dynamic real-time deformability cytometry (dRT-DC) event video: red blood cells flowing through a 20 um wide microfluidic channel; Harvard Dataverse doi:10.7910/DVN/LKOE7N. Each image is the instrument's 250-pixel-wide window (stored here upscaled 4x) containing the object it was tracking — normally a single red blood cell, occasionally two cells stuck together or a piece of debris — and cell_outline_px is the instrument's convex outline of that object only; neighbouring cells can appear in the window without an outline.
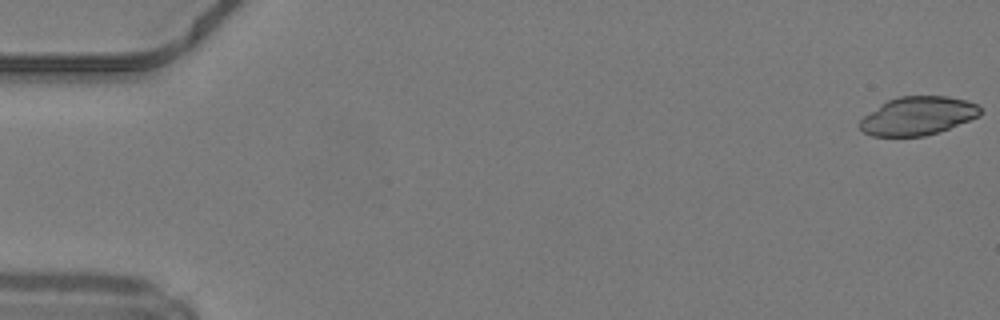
{"species": "common noctule bat (a hibernating species)", "species_latin": "Nyctalus noctula", "temperature_condition": "warm", "stored_images_in_passage": 49, "camera_frame_rate_fps": 3000, "um_per_image_px": 0.085, "animal": {"sex": "male", "body_mass_g": 19.2, "forearm_length_mm": 51.8}, "frame": {"image": 1, "passage_image": 1, "time_ms": 0.0, "image_size_px": [1000, 320], "cell_outline_px": [[980, 116], [948, 128], [924, 136], [872, 136], [864, 132], [860, 128], [860, 120], [864, 116], [880, 104], [888, 100], [900, 96], [948, 96], [968, 100], [976, 104], [980, 108]], "centroid_in_image_um": [78.01, 9.84], "position_along_channel_um": 7.0, "area_um2": 26.76}}
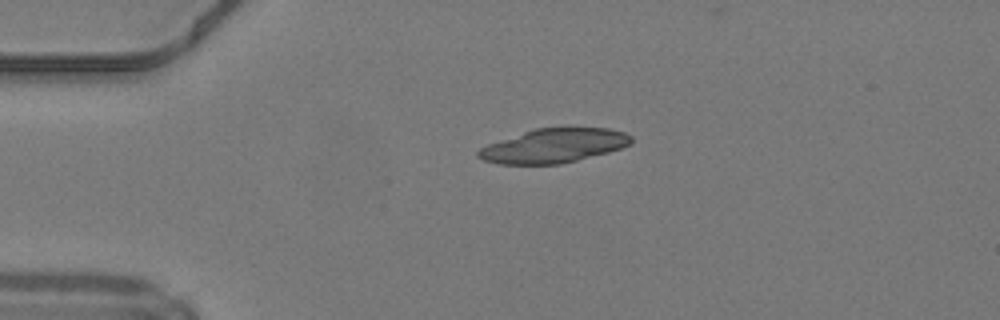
{"frame": {"image": 2, "passage_image": 12, "time_ms": 3.667, "image_size_px": [1000, 320], "cell_outline_px": [[632, 144], [608, 152], [560, 164], [496, 164], [484, 160], [476, 156], [476, 152], [480, 148], [488, 144], [536, 128], [608, 128], [624, 132], [632, 136]], "centroid_in_image_um": [47.07, 12.39], "position_along_channel_um": 37.9, "area_um2": 30.17}}